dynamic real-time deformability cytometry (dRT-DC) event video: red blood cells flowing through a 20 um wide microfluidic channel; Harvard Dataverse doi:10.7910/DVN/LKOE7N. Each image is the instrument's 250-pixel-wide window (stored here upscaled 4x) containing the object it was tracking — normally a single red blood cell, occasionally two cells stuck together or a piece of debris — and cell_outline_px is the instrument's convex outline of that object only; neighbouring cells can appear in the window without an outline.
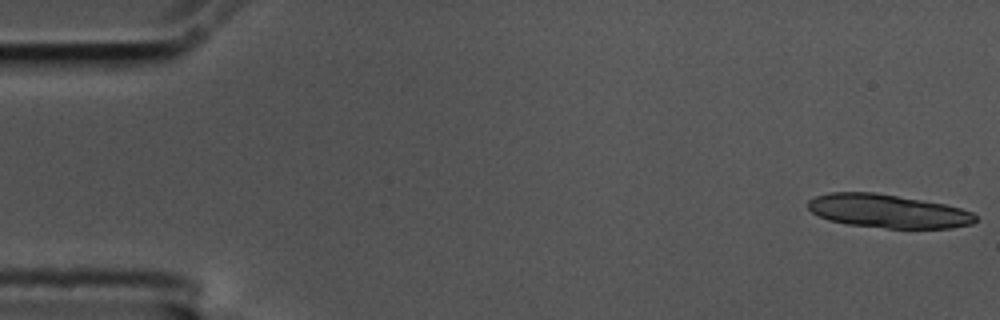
{"species": "common noctule bat (a hibernating species)", "species_latin": "Nyctalus noctula", "temperature_condition": "cold", "stored_images_in_passage": 14, "camera_frame_rate_fps": 3000, "um_per_image_px": 0.085, "animal": {"sex": "male", "body_mass_g": 17.5, "forearm_length_mm": 52.3}, "frame": {"image": 1, "passage_image": 1, "time_ms": 0.0, "image_size_px": [1000, 320], "cell_outline_px": [[976, 220], [972, 224], [952, 228], [888, 228], [848, 224], [828, 220], [812, 212], [808, 208], [808, 200], [816, 196], [832, 192], [872, 192], [944, 204], [960, 208], [972, 212], [976, 216]], "centroid_in_image_um": [75.47, 17.95], "position_along_channel_um": 9.5, "area_um2": 32.37}}